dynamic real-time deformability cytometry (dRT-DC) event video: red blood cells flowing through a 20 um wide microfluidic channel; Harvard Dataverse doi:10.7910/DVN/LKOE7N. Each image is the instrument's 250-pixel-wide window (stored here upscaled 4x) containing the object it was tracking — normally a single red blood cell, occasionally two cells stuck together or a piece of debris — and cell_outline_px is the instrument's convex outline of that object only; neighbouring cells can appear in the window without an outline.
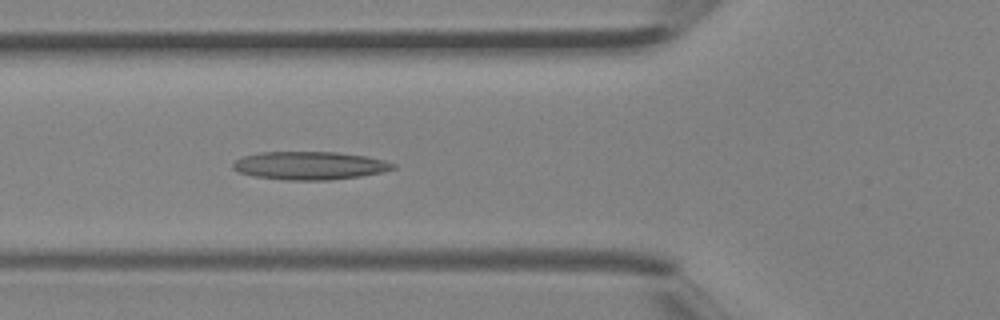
{"species": "Egyptian fruit bat (a non-hibernating species)", "species_latin": "Rousettus aegyptiacus", "temperature_condition": "room temperature", "stored_images_in_passage": 19, "camera_frame_rate_fps": 3000, "um_per_image_px": 0.085, "animal": {"sex": "female"}, "frame": {"image": 1, "passage_image": 5, "time_ms": 1.333, "image_size_px": [1000, 320], "cell_outline_px": [[396, 168], [380, 172], [360, 176], [328, 180], [288, 180], [256, 176], [240, 172], [232, 168], [232, 164], [236, 160], [244, 156], [260, 152], [336, 152], [364, 156], [384, 160], [396, 164]], "centroid_in_image_um": [26.33, 14.07], "position_along_channel_um": 99.5, "area_um2": 25.95}}
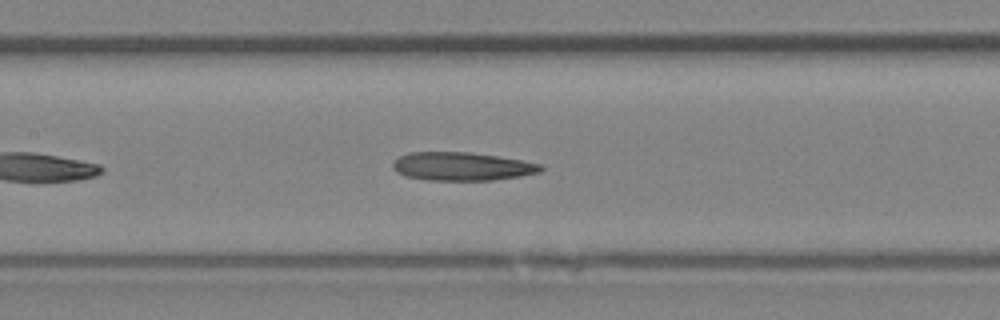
{"frame": {"image": 2, "passage_image": 9, "time_ms": 2.667, "image_size_px": [1000, 320], "cell_outline_px": [[544, 168], [540, 172], [492, 180], [428, 180], [404, 176], [396, 172], [392, 168], [392, 164], [400, 156], [408, 152], [472, 152], [520, 160], [540, 164]], "centroid_in_image_um": [39.21, 14.14], "position_along_channel_um": 168.2, "area_um2": 24.28}}
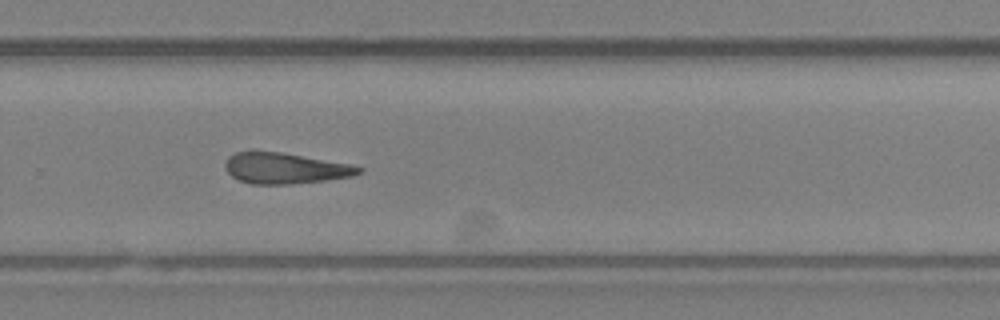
{"frame": {"image": 3, "passage_image": 17, "time_ms": 5.333, "image_size_px": [1000, 320], "cell_outline_px": [[364, 172], [352, 176], [328, 180], [292, 184], [252, 184], [240, 180], [232, 176], [228, 172], [224, 164], [228, 156], [236, 152], [280, 152], [348, 164], [364, 168]], "centroid_in_image_um": [24.25, 14.32], "position_along_channel_um": 305.6, "area_um2": 23.76}}